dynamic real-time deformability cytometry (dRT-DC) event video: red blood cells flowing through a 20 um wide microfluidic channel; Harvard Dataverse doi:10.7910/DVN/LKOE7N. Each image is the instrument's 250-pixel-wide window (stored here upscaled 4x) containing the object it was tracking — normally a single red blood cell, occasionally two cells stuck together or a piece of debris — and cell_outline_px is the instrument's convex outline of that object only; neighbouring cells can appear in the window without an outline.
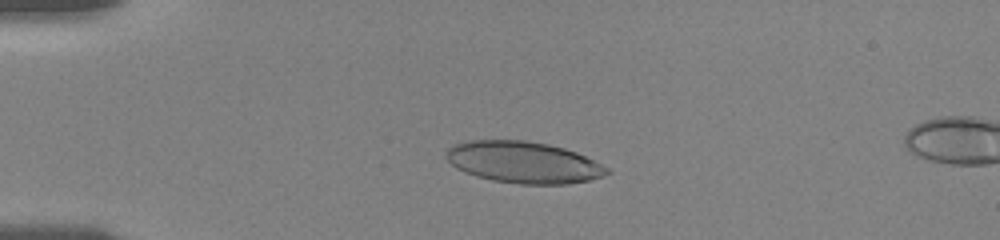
{"species": "human", "species_latin": "Homo sapiens", "temperature_condition": "room temperature", "stored_images_in_passage": 56, "camera_frame_rate_fps": 3000, "um_per_image_px": 0.085, "donor": {"sex": "female"}, "frame": {"image": 1, "passage_image": 14, "time_ms": 4.333, "image_size_px": [1000, 240], "cell_outline_px": [[612, 172], [604, 176], [588, 180], [568, 184], [520, 184], [492, 180], [476, 176], [464, 172], [456, 168], [444, 156], [448, 148], [456, 144], [468, 140], [524, 140], [548, 144], [564, 148], [576, 152], [608, 168]], "centroid_in_image_um": [44.48, 13.8], "position_along_channel_um": 40.5, "area_um2": 38.9}}
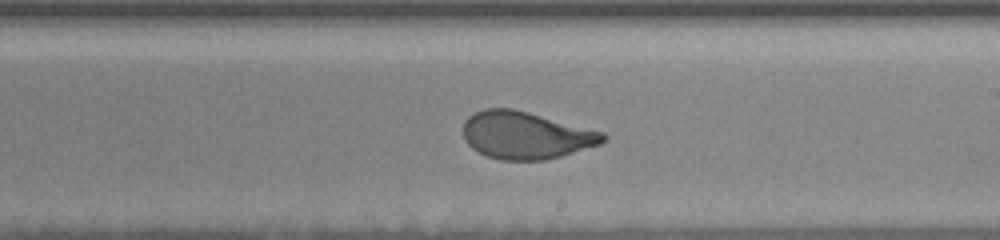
{"frame": {"image": 2, "passage_image": 34, "time_ms": 11.0, "image_size_px": [1000, 240], "cell_outline_px": [[608, 136], [600, 144], [560, 156], [544, 160], [500, 160], [488, 156], [472, 148], [464, 140], [464, 120], [468, 116], [484, 108], [512, 108], [528, 112], [604, 132]], "centroid_in_image_um": [44.68, 11.49], "position_along_channel_um": 244.3, "area_um2": 38.38}}
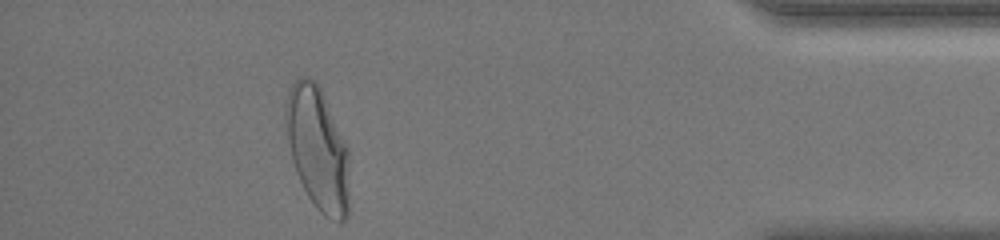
{"frame": {"image": 3, "passage_image": 51, "time_ms": 16.667, "image_size_px": [1000, 240], "cell_outline_px": [[348, 216], [344, 220], [340, 220], [324, 216], [316, 208], [308, 196], [296, 172], [292, 160], [288, 140], [284, 116], [284, 104], [288, 92], [292, 84], [300, 76], [308, 76], [316, 80], [324, 96], [348, 148]], "centroid_in_image_um": [26.98, 12.59], "position_along_channel_um": 408.2, "area_um2": 45.43}, "authors_computed_cell_mechanics": {"area_um2": 39.5641, "velocity_mm_per_s": 3.6194, "shape_relaxation_time_tau1_ms": 4.7043, "shape_relaxation_time_tau2_ms": null, "deformation_change_tau1": 0.1737, "deformation_change_tau2": null}}